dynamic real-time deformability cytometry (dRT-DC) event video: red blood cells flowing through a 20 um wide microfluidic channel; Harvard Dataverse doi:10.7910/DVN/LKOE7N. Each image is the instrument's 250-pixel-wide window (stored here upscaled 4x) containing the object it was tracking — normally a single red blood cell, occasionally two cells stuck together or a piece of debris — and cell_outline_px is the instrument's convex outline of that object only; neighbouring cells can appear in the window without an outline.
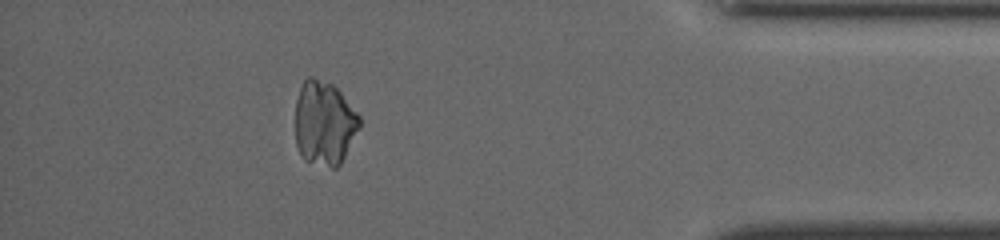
{"species": "common noctule bat (a hibernating species)", "species_latin": "Nyctalus noctula", "temperature_condition": "cold", "stored_images_in_passage": 47, "camera_frame_rate_fps": 3000, "um_per_image_px": 0.085, "animal": {"sex": "female", "body_mass_g": 19.5, "forearm_length_mm": 54.1}, "frame": {"image": 1, "passage_image": 42, "time_ms": 13.667, "image_size_px": [1000, 240], "cell_outline_px": [[360, 128], [340, 164], [336, 168], [332, 168], [304, 160], [296, 144], [296, 100], [300, 88], [304, 80], [308, 76], [312, 76], [332, 84], [340, 92], [360, 116]], "centroid_in_image_um": [27.56, 10.46], "position_along_channel_um": 407.6, "area_um2": 31.44}}